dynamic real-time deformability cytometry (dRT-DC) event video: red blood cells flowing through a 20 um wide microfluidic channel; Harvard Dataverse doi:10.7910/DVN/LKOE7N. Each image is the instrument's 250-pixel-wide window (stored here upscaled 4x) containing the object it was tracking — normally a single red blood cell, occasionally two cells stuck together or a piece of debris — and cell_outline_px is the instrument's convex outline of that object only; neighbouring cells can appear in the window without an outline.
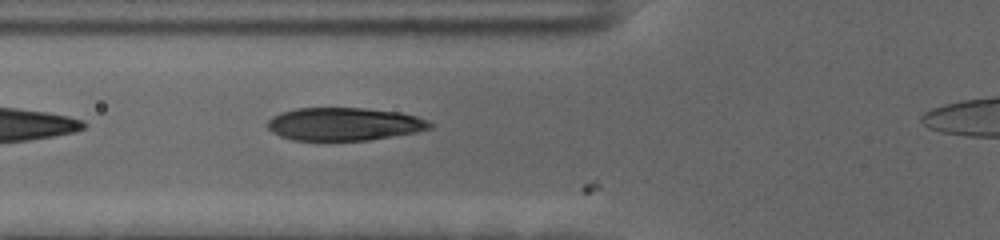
{"species": "human", "species_latin": "Homo sapiens", "temperature_condition": "cold", "stored_images_in_passage": 43, "camera_frame_rate_fps": 3000, "um_per_image_px": 0.085, "donor": {"sex": "female"}, "frame": {"image": 1, "passage_image": 12, "time_ms": 3.667, "image_size_px": [1000, 240], "cell_outline_px": [[432, 128], [416, 132], [368, 140], [292, 140], [280, 136], [272, 132], [268, 128], [268, 120], [272, 116], [280, 112], [296, 108], [364, 108], [400, 112], [416, 116], [428, 120], [432, 124]], "centroid_in_image_um": [29.24, 10.54], "position_along_channel_um": 96.6, "area_um2": 31.21}}
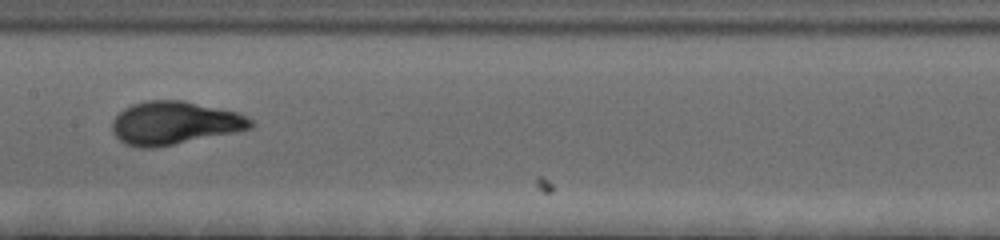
{"frame": {"image": 2, "passage_image": 20, "time_ms": 6.333, "image_size_px": [1000, 240], "cell_outline_px": [[256, 124], [252, 128], [152, 148], [136, 148], [124, 144], [112, 132], [112, 120], [124, 108], [132, 104], [148, 100], [180, 100], [236, 112], [248, 116]], "centroid_in_image_um": [14.79, 10.45], "position_along_channel_um": 192.6, "area_um2": 34.45}}
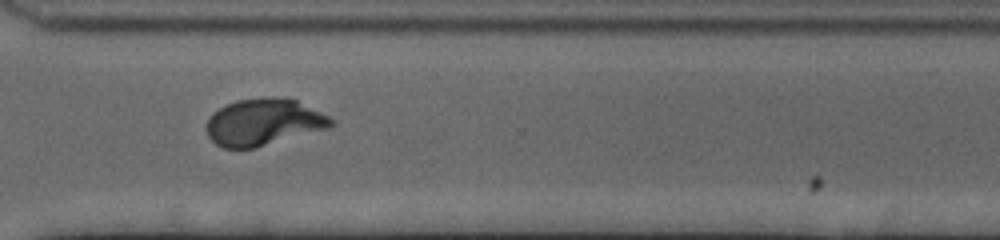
{"frame": {"image": 3, "passage_image": 33, "time_ms": 10.667, "image_size_px": [1000, 240], "cell_outline_px": [[336, 124], [328, 128], [256, 148], [224, 148], [216, 144], [208, 136], [204, 128], [212, 112], [236, 100], [268, 96], [296, 100], [336, 120]], "centroid_in_image_um": [22.39, 10.39], "position_along_channel_um": 348.2, "area_um2": 34.04}, "authors_computed_cell_mechanics": {"area_um2": 34.0442, "velocity_mm_per_s": 3.5894, "shape_relaxation_time_tau1_ms": 3.1707, "shape_relaxation_time_tau2_ms": null, "deformation_change_tau1": 0.1887, "deformation_change_tau2": null}}